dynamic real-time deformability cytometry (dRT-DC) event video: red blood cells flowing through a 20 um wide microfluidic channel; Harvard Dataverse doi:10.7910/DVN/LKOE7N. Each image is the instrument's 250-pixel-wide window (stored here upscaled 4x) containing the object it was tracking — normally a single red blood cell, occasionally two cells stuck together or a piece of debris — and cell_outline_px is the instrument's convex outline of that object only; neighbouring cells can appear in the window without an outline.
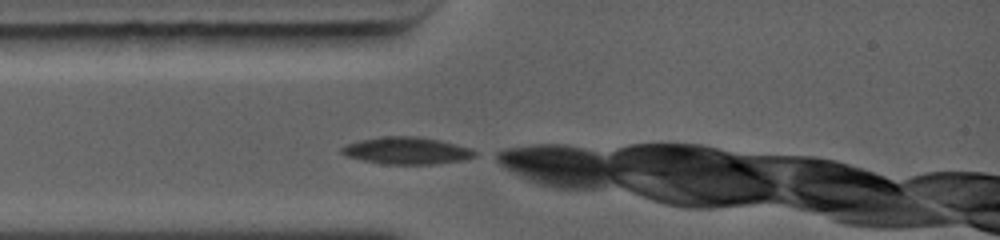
{"species": "common noctule bat (a hibernating species)", "species_latin": "Nyctalus noctula", "temperature_condition": "warm", "stored_images_in_passage": 18, "camera_frame_rate_fps": 5000, "um_per_image_px": 0.085, "animal": {"sex": "female", "body_mass_g": 19.0, "forearm_length_mm": 56.7}, "frame": {"image": 1, "passage_image": 1, "time_ms": 0.0, "image_size_px": [1000, 240], "cell_outline_px": [[476, 156], [464, 160], [436, 164], [384, 164], [364, 160], [348, 156], [340, 152], [340, 148], [348, 144], [364, 140], [384, 136], [412, 136], [440, 140], [468, 148], [476, 152]], "centroid_in_image_um": [34.59, 12.81], "position_along_channel_um": 50.4, "area_um2": 20.63}}
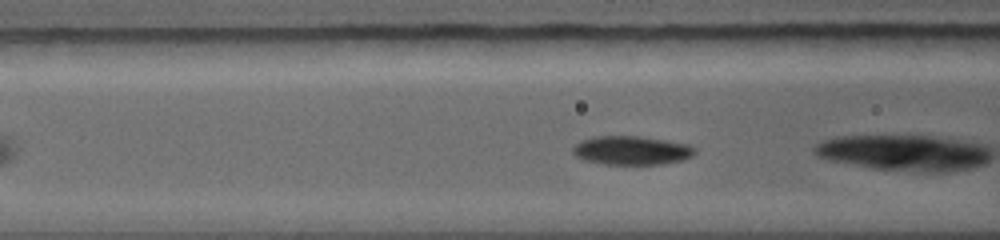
{"frame": {"image": 2, "passage_image": 8, "time_ms": 1.4, "image_size_px": [1000, 240], "cell_outline_px": [[696, 152], [692, 156], [684, 160], [660, 164], [604, 164], [584, 160], [576, 156], [572, 152], [572, 148], [576, 144], [584, 140], [596, 136], [632, 136], [688, 144], [696, 148]], "centroid_in_image_um": [53.68, 12.8], "position_along_channel_um": 112.9, "area_um2": 20.17}}